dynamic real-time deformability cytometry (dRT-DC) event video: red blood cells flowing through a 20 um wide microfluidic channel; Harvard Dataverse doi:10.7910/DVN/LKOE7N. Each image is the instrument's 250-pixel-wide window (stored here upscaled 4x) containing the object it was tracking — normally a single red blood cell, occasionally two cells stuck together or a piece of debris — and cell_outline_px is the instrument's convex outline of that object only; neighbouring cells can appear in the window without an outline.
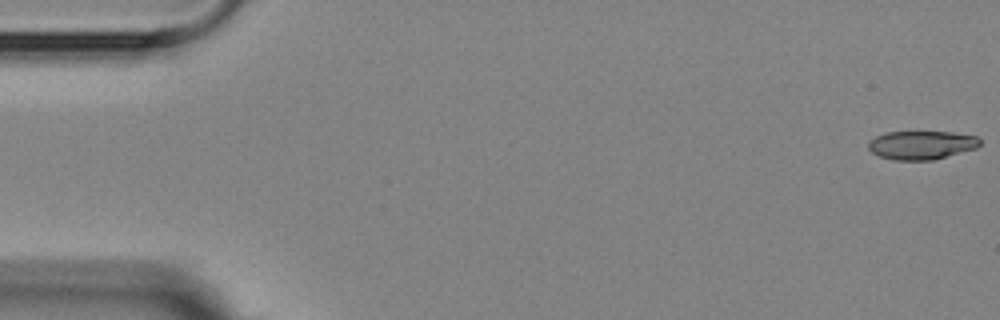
{"species": "Egyptian fruit bat (a non-hibernating species)", "species_latin": "Rousettus aegyptiacus", "temperature_condition": "room temperature", "stored_images_in_passage": 5, "camera_frame_rate_fps": 3000, "um_per_image_px": 0.085, "animal": {"sex": "female"}, "frame": {"image": 1, "passage_image": 1, "time_ms": 0.0, "image_size_px": [1000, 320], "cell_outline_px": [[980, 144], [976, 148], [932, 160], [896, 160], [880, 156], [872, 152], [868, 148], [868, 140], [884, 132], [952, 132], [976, 136], [980, 140]], "centroid_in_image_um": [78.3, 12.32], "position_along_channel_um": 6.7, "area_um2": 18.5}}
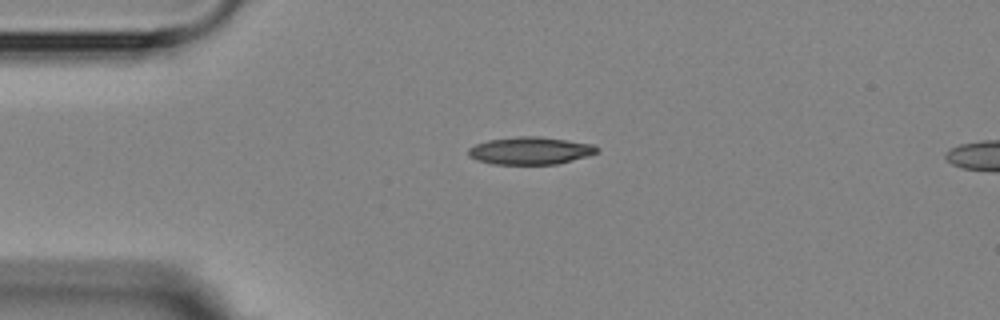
{"frame": {"image": 2, "passage_image": 4, "time_ms": 4.0, "image_size_px": [1000, 320], "cell_outline_px": [[600, 148], [596, 152], [588, 156], [556, 164], [492, 164], [476, 160], [468, 156], [468, 148], [476, 144], [488, 140], [516, 136], [540, 136], [592, 144]], "centroid_in_image_um": [45.04, 12.8], "position_along_channel_um": 40.0, "area_um2": 20.63}}